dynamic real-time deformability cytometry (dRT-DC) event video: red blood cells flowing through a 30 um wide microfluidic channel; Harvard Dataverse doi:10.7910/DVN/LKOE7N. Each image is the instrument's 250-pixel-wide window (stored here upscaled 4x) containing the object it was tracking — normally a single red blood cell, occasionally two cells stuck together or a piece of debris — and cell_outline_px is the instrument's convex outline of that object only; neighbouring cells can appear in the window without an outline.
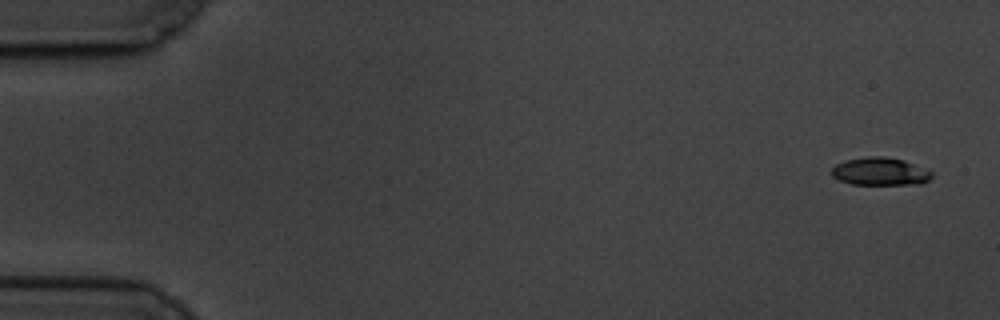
{"species": "common noctule bat (a hibernating species)", "species_latin": "Nyctalus noctula", "temperature_condition": "cold", "stored_images_in_passage": 7, "camera_frame_rate_fps": 3000, "um_per_image_px": 0.085, "animal": {"sex": "male", "body_mass_g": 19.5, "forearm_length_mm": 54.6}, "frame": {"image": 1, "passage_image": 1, "time_ms": 0.0, "image_size_px": [1000, 320], "cell_outline_px": [[932, 176], [928, 180], [920, 184], [852, 184], [840, 180], [832, 176], [832, 168], [836, 164], [848, 160], [868, 156], [884, 156], [904, 160], [932, 172]], "centroid_in_image_um": [74.81, 14.57], "position_along_channel_um": 10.2, "area_um2": 16.01}}
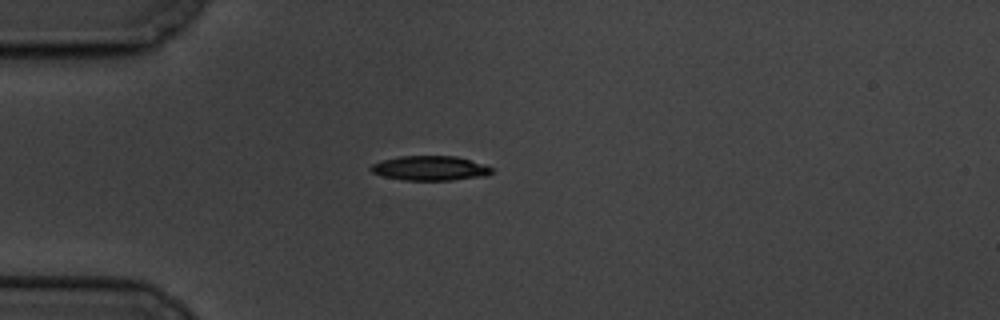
{"frame": {"image": 2, "passage_image": 5, "time_ms": 4.667, "image_size_px": [1000, 320], "cell_outline_px": [[492, 172], [488, 176], [452, 180], [400, 180], [384, 176], [372, 172], [368, 168], [372, 164], [384, 160], [400, 156], [456, 156], [492, 168]], "centroid_in_image_um": [36.53, 14.31], "position_along_channel_um": 48.5, "area_um2": 17.17}}
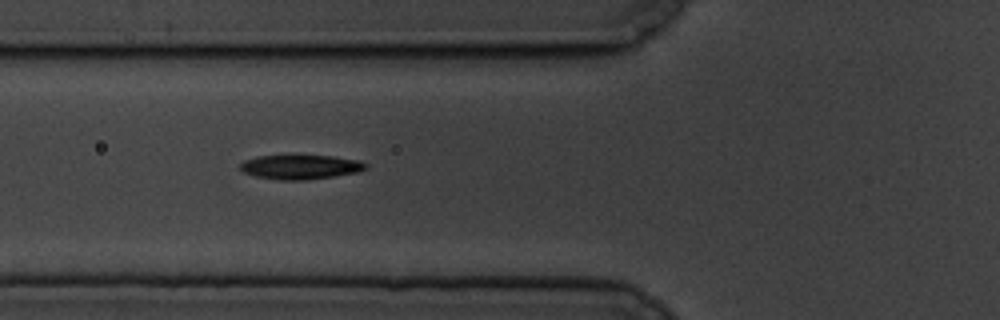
{"frame": {"image": 3, "passage_image": 7, "time_ms": 6.667, "image_size_px": [1000, 320], "cell_outline_px": [[368, 168], [356, 172], [308, 180], [280, 180], [256, 176], [244, 172], [240, 168], [240, 164], [244, 160], [256, 156], [332, 156], [360, 160], [368, 164]], "centroid_in_image_um": [25.55, 14.19], "position_along_channel_um": 100.2, "area_um2": 17.69}}